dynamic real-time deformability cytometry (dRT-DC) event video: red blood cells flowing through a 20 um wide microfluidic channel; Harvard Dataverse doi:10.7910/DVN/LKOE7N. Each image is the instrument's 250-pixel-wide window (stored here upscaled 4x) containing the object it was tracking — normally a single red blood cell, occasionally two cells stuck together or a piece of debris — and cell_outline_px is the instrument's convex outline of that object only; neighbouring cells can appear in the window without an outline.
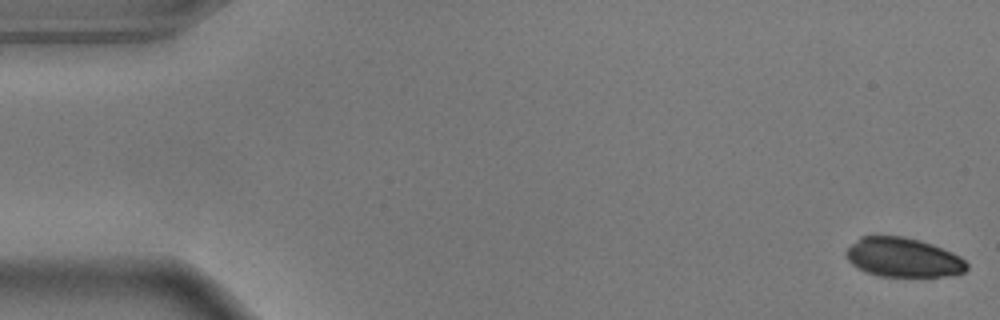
{"species": "common noctule bat (a hibernating species)", "species_latin": "Nyctalus noctula", "temperature_condition": "warm", "stored_images_in_passage": 56, "camera_frame_rate_fps": 3000, "um_per_image_px": 0.085, "animal": {"sex": "male", "body_mass_g": 17.9}, "frame": {"image": 1, "passage_image": 1, "time_ms": 0.0, "image_size_px": [1000, 320], "cell_outline_px": [[968, 268], [964, 272], [944, 276], [880, 276], [868, 272], [852, 264], [848, 260], [844, 252], [860, 236], [904, 236], [920, 240], [932, 244], [952, 252], [960, 256], [968, 264]], "centroid_in_image_um": [76.78, 21.87], "position_along_channel_um": 8.2, "area_um2": 27.46}}
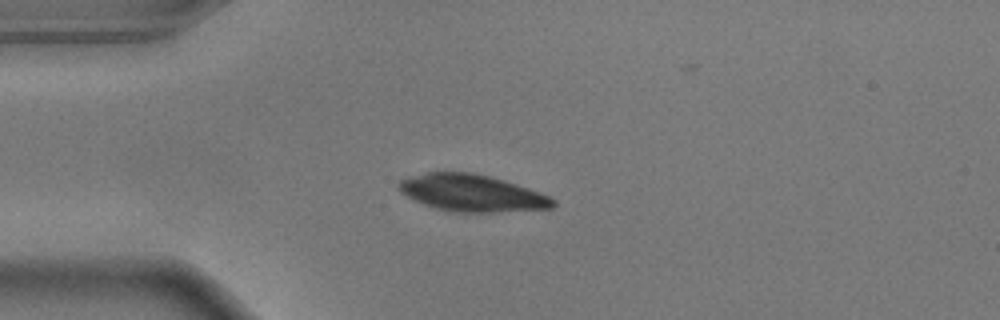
{"frame": {"image": 2, "passage_image": 14, "time_ms": 4.333, "image_size_px": [1000, 320], "cell_outline_px": [[556, 204], [552, 208], [492, 212], [452, 212], [436, 208], [424, 204], [400, 192], [396, 188], [396, 184], [400, 180], [428, 172], [472, 172], [504, 180], [548, 196], [556, 200]], "centroid_in_image_um": [40.08, 16.41], "position_along_channel_um": 44.9, "area_um2": 32.77}}
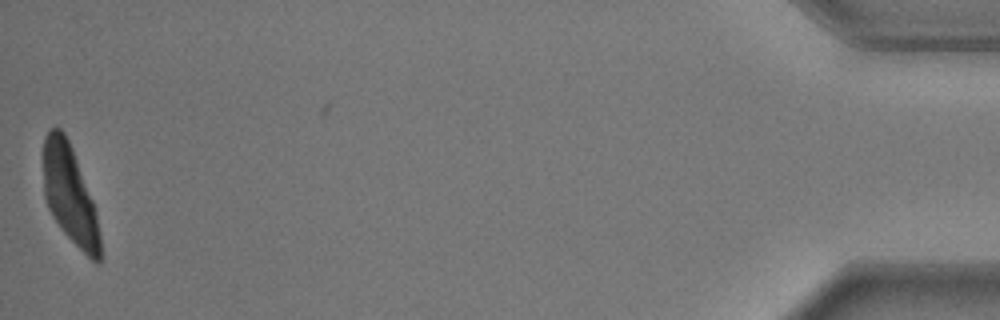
{"frame": {"image": 3, "passage_image": 55, "time_ms": 18.0, "image_size_px": [1000, 320], "cell_outline_px": [[100, 264], [96, 264], [60, 228], [52, 216], [48, 208], [44, 196], [40, 156], [44, 136], [48, 128], [60, 128], [64, 132], [72, 148], [92, 200], [96, 216], [100, 236]], "centroid_in_image_um": [5.85, 16.45], "position_along_channel_um": 429.4, "area_um2": 32.83}}